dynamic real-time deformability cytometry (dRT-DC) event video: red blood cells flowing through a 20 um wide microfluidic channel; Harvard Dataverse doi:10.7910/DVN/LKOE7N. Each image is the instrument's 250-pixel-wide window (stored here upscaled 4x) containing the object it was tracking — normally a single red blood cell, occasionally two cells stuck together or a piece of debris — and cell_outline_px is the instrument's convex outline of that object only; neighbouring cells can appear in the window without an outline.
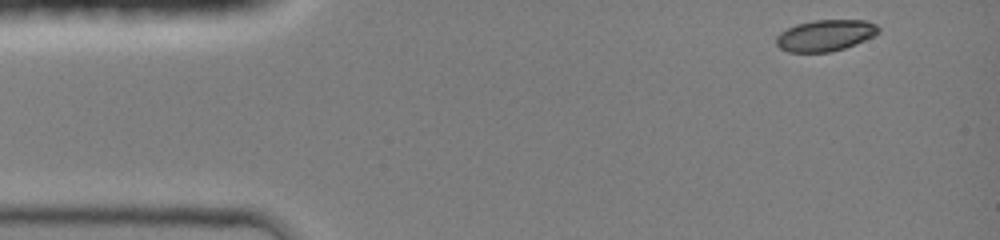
{"species": "common noctule bat (a hibernating species)", "species_latin": "Nyctalus noctula", "temperature_condition": "room temperature", "stored_images_in_passage": 39, "camera_frame_rate_fps": 3000, "um_per_image_px": 0.085, "animal": {"sex": "female", "body_mass_g": 19.0, "forearm_length_mm": 51.5}, "frame": {"image": 1, "passage_image": 1, "time_ms": 0.0, "image_size_px": [1000, 240], "cell_outline_px": [[880, 32], [856, 44], [832, 52], [788, 52], [780, 48], [776, 44], [776, 36], [780, 32], [796, 24], [812, 20], [864, 20], [876, 24], [880, 28]], "centroid_in_image_um": [70.14, 3.01], "position_along_channel_um": 14.9, "area_um2": 18.73}}
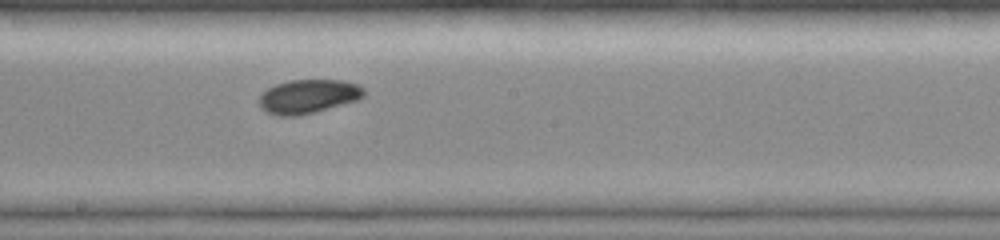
{"frame": {"image": 2, "passage_image": 22, "time_ms": 7.0, "image_size_px": [1000, 240], "cell_outline_px": [[364, 96], [356, 100], [300, 116], [276, 116], [264, 112], [260, 108], [260, 96], [268, 88], [276, 84], [288, 80], [344, 80], [360, 84], [364, 88]], "centroid_in_image_um": [26.19, 8.19], "position_along_channel_um": 222.0, "area_um2": 20.81}}
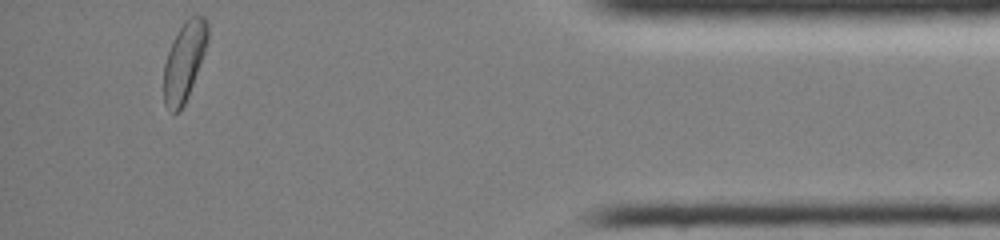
{"frame": {"image": 3, "passage_image": 39, "time_ms": 12.667, "image_size_px": [1000, 240], "cell_outline_px": [[208, 40], [204, 52], [188, 96], [180, 112], [172, 112], [164, 104], [164, 64], [172, 40], [184, 20], [188, 16], [196, 12], [204, 16], [208, 20]], "centroid_in_image_um": [15.67, 5.13], "position_along_channel_um": 419.5, "area_um2": 20.35}, "authors_computed_cell_mechanics": {"area_um2": 20.1144, "velocity_mm_per_s": 4.2262, "shape_relaxation_time_tau1_ms": 2.8129, "shape_relaxation_time_tau2_ms": null, "deformation_change_tau1": 0.0908, "deformation_change_tau2": null}}